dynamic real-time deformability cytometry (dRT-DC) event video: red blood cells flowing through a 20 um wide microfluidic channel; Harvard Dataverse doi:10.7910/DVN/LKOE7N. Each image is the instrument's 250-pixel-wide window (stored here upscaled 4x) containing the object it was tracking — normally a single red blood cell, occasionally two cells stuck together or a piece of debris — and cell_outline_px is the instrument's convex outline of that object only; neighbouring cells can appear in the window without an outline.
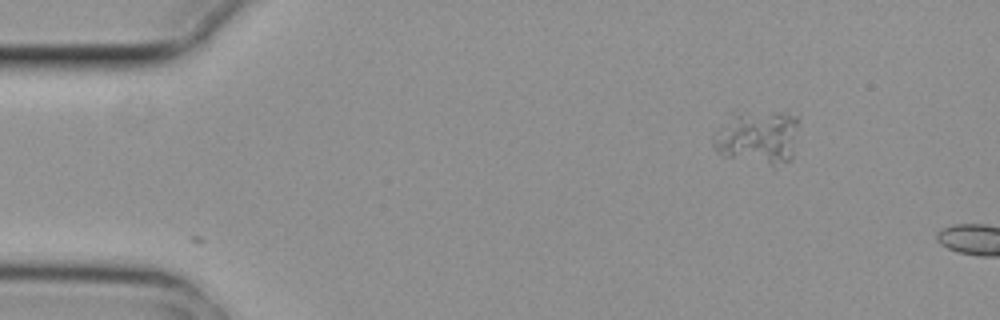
{"species": "common noctule bat (a hibernating species)", "species_latin": "Nyctalus noctula", "temperature_condition": "cold", "stored_images_in_passage": 2, "camera_frame_rate_fps": 3000, "um_per_image_px": 0.085, "animal": {"sex": "female", "body_mass_g": 29.2, "forearm_length_mm": 56.3}, "frame": {"image": 1, "passage_image": 2, "time_ms": 0.333, "image_size_px": [1000, 320], "cell_outline_px": [[796, 124], [792, 160], [772, 168], [724, 156], [716, 152], [712, 144], [712, 136], [716, 132], [736, 116], [780, 112], [788, 112], [796, 116]], "centroid_in_image_um": [64.44, 11.79], "position_along_channel_um": 20.6, "area_um2": 26.07}}